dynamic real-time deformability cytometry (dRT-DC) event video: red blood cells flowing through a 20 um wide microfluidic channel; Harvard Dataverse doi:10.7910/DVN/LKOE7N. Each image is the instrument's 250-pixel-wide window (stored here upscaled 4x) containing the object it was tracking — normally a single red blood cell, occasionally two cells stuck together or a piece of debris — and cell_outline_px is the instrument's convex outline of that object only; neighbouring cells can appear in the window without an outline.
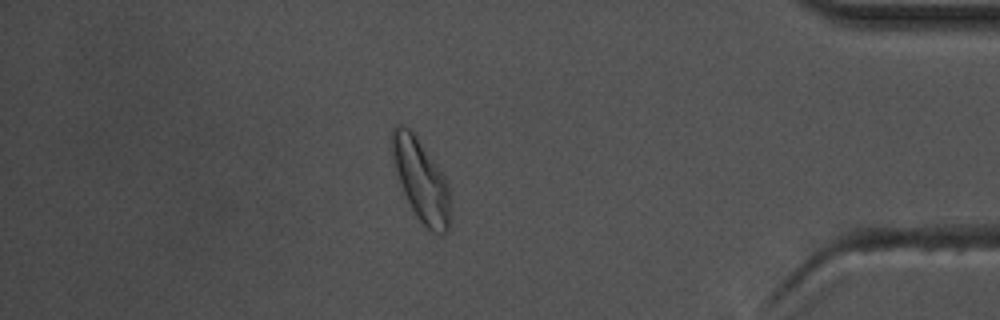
{"species": "common noctule bat (a hibernating species)", "species_latin": "Nyctalus noctula", "temperature_condition": "warm", "stored_images_in_passage": 57, "camera_frame_rate_fps": 3000, "um_per_image_px": 0.085, "animal": {"sex": "male", "body_mass_g": 17.5, "forearm_length_mm": 52.3}, "frame": {"image": 1, "passage_image": 49, "time_ms": 16.0, "image_size_px": [1000, 320], "cell_outline_px": [[448, 232], [432, 232], [416, 216], [404, 192], [396, 172], [392, 156], [392, 128], [396, 124], [400, 124], [412, 128], [444, 176], [448, 184]], "centroid_in_image_um": [35.75, 15.22], "position_along_channel_um": 399.5, "area_um2": 27.17}, "authors_computed_cell_mechanics": {"area_um2": 21.675, "velocity_mm_per_s": 3.6346, "shape_relaxation_time_tau1_ms": 3.8305, "shape_relaxation_time_tau2_ms": 2.0736, "deformation_change_tau1": 0.1456, "deformation_change_tau2": 0.0685}}